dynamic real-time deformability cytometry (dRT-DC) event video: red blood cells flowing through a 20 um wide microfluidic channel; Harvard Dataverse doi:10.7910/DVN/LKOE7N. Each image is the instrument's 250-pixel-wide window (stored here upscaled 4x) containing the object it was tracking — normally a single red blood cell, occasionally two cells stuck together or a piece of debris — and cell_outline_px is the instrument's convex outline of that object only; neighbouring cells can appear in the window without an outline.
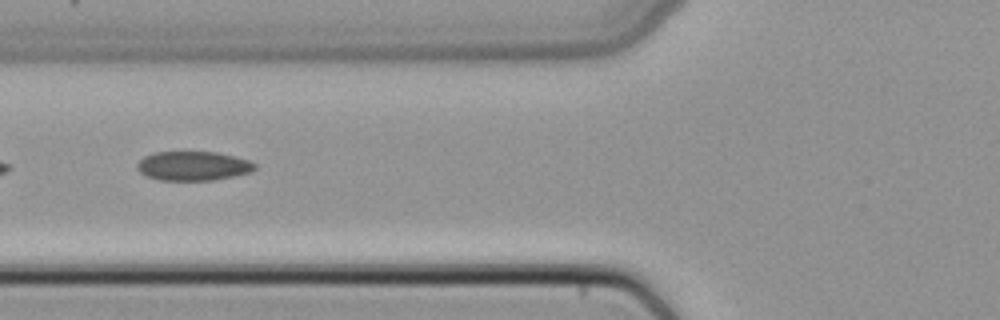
{"species": "common noctule bat (a hibernating species)", "species_latin": "Nyctalus noctula", "temperature_condition": "cold", "stored_images_in_passage": 5, "camera_frame_rate_fps": 3000, "um_per_image_px": 0.085, "animal": {"sex": "female", "body_mass_g": 22.7, "forearm_length_mm": 54.2}, "frame": {"image": 1, "passage_image": 5, "time_ms": 1.333, "image_size_px": [1000, 320], "cell_outline_px": [[256, 168], [248, 172], [232, 176], [212, 180], [160, 180], [148, 176], [140, 172], [136, 168], [136, 164], [144, 156], [152, 152], [216, 152], [248, 160], [256, 164]], "centroid_in_image_um": [16.37, 14.1], "position_along_channel_um": 109.4, "area_um2": 19.83}}